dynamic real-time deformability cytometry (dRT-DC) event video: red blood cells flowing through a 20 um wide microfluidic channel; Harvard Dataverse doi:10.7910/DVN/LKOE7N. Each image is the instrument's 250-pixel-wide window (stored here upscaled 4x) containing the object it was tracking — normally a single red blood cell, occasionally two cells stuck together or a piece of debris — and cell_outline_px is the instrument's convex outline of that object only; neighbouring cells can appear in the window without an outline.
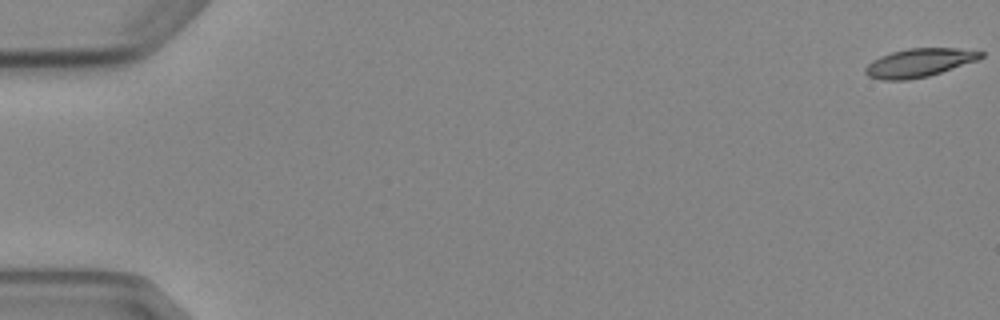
{"species": "Egyptian fruit bat (a non-hibernating species)", "species_latin": "Rousettus aegyptiacus", "temperature_condition": "cold", "stored_images_in_passage": 5, "camera_frame_rate_fps": 3000, "um_per_image_px": 0.085, "animal": {"sex": "female"}, "frame": {"image": 1, "passage_image": 1, "time_ms": 0.0, "image_size_px": [1000, 320], "cell_outline_px": [[984, 56], [976, 60], [928, 76], [908, 80], [884, 80], [868, 76], [864, 72], [864, 68], [872, 60], [880, 56], [892, 52], [908, 48], [956, 48], [984, 52]], "centroid_in_image_um": [78.08, 5.33], "position_along_channel_um": 6.9, "area_um2": 18.96}}
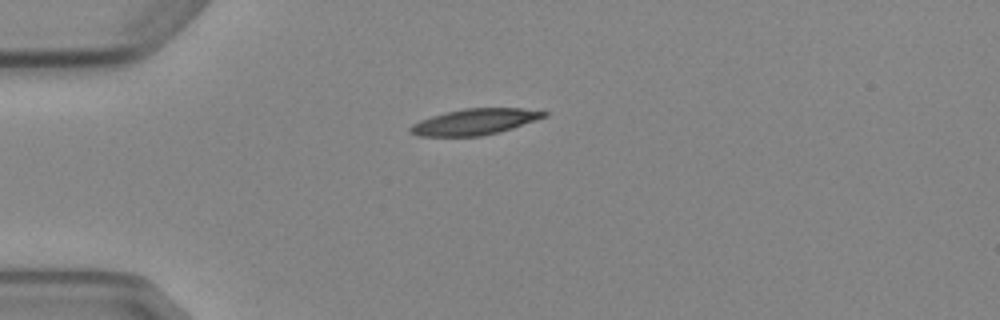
{"frame": {"image": 2, "passage_image": 5, "time_ms": 4.667, "image_size_px": [1000, 320], "cell_outline_px": [[548, 116], [512, 128], [480, 136], [416, 136], [408, 132], [408, 128], [412, 124], [420, 120], [444, 112], [464, 108], [520, 108], [548, 112]], "centroid_in_image_um": [40.31, 10.35], "position_along_channel_um": 44.7, "area_um2": 20.23}}